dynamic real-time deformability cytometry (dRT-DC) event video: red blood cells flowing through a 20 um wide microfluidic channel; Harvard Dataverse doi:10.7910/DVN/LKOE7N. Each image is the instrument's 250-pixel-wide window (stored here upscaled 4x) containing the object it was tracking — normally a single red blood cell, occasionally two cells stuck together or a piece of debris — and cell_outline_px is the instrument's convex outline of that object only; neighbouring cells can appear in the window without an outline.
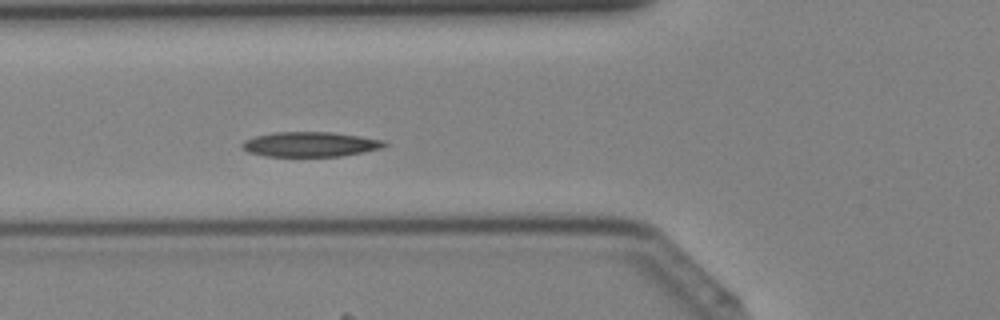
{"species": "Egyptian fruit bat (a non-hibernating species)", "species_latin": "Rousettus aegyptiacus", "temperature_condition": "cold", "stored_images_in_passage": 30, "camera_frame_rate_fps": 3000, "um_per_image_px": 0.085, "animal": {"sex": "female"}, "frame": {"image": 1, "passage_image": 4, "time_ms": 1.0, "image_size_px": [1000, 320], "cell_outline_px": [[388, 144], [384, 148], [364, 152], [340, 156], [264, 156], [248, 152], [240, 144], [244, 140], [256, 136], [272, 132], [332, 132], [360, 136], [384, 140]], "centroid_in_image_um": [26.39, 12.26], "position_along_channel_um": 99.4, "area_um2": 20.69}}
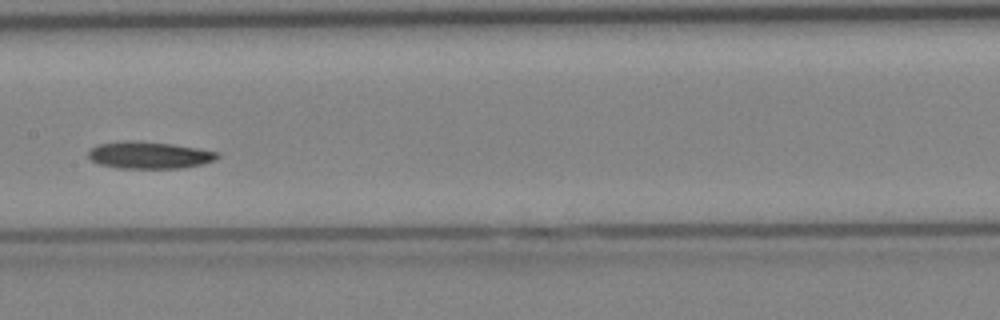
{"frame": {"image": 2, "passage_image": 10, "time_ms": 3.0, "image_size_px": [1000, 320], "cell_outline_px": [[220, 156], [212, 160], [200, 164], [180, 168], [120, 168], [100, 164], [92, 160], [88, 156], [88, 152], [96, 144], [124, 140], [136, 140], [172, 144], [220, 152]], "centroid_in_image_um": [12.65, 13.17], "position_along_channel_um": 194.7, "area_um2": 20.23}}
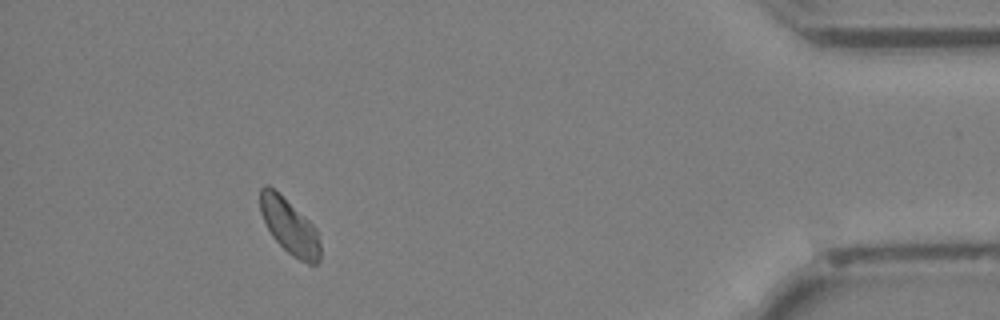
{"frame": {"image": 3, "passage_image": 27, "time_ms": 8.667, "image_size_px": [1000, 320], "cell_outline_px": [[320, 260], [316, 264], [308, 264], [292, 256], [272, 236], [260, 212], [260, 188], [264, 184], [268, 184], [308, 220], [316, 228], [320, 244]], "centroid_in_image_um": [24.6, 19.26], "position_along_channel_um": 410.6, "area_um2": 19.02}}